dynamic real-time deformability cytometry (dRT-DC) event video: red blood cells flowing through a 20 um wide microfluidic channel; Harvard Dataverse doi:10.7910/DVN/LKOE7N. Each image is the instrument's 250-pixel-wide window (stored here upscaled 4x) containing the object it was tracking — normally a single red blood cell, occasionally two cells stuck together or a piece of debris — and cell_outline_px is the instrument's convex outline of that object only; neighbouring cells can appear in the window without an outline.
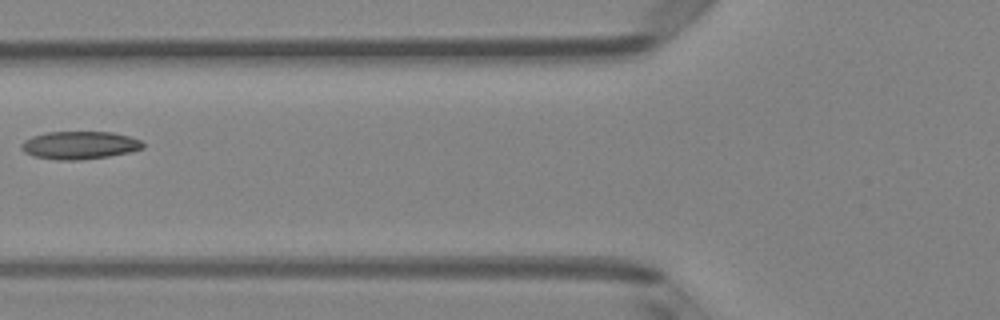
{"species": "Egyptian fruit bat (a non-hibernating species)", "species_latin": "Rousettus aegyptiacus", "temperature_condition": "room temperature", "stored_images_in_passage": 5, "camera_frame_rate_fps": 3000, "um_per_image_px": 0.085, "animal": {"sex": "female"}, "frame": {"image": 1, "passage_image": 4, "time_ms": 1.0, "image_size_px": [1000, 320], "cell_outline_px": [[144, 148], [132, 152], [108, 156], [80, 160], [56, 160], [36, 156], [24, 152], [20, 148], [20, 144], [24, 140], [32, 136], [48, 132], [112, 132], [128, 136], [140, 140], [144, 144]], "centroid_in_image_um": [6.76, 12.34], "position_along_channel_um": 119.0, "area_um2": 19.77}}
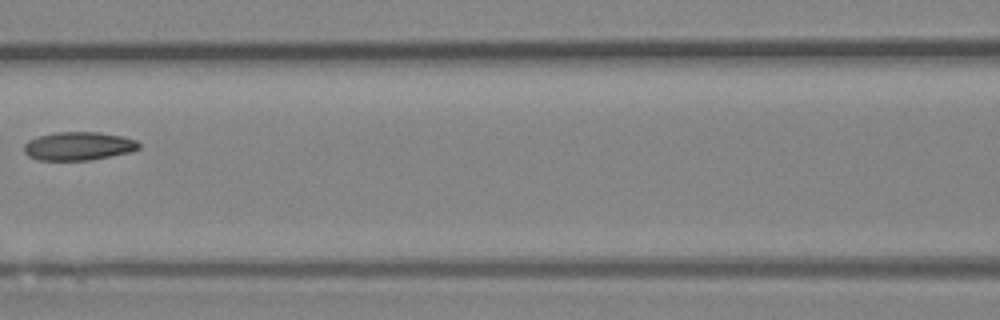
{"frame": {"image": 2, "passage_image": 5, "time_ms": 1.333, "image_size_px": [1000, 320], "cell_outline_px": [[140, 148], [132, 152], [88, 160], [36, 160], [28, 156], [24, 152], [24, 144], [28, 140], [40, 136], [56, 132], [100, 132], [124, 136], [136, 140], [140, 144]], "centroid_in_image_um": [6.69, 12.41], "position_along_channel_um": 159.9, "area_um2": 19.13}}